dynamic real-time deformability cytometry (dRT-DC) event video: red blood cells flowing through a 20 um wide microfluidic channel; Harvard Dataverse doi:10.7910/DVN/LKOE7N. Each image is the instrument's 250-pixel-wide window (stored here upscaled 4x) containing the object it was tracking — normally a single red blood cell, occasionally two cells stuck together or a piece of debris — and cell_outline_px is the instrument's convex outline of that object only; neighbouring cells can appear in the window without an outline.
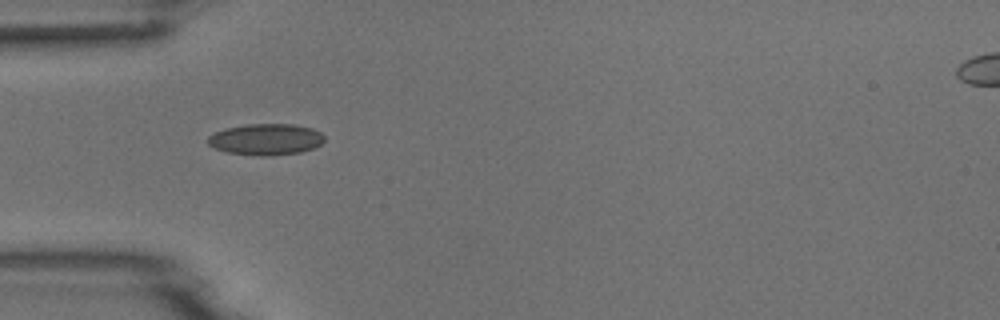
{"species": "common noctule bat (a hibernating species)", "species_latin": "Nyctalus noctula", "temperature_condition": "room temperature", "stored_images_in_passage": 5, "camera_frame_rate_fps": 3000, "um_per_image_px": 0.085, "animal": {"sex": "male", "body_mass_g": 18.8}, "frame": {"image": 1, "passage_image": 4, "time_ms": 3.333, "image_size_px": [1000, 320], "cell_outline_px": [[324, 140], [320, 144], [312, 148], [300, 152], [268, 156], [260, 156], [228, 152], [216, 148], [208, 144], [208, 136], [224, 128], [244, 124], [292, 124], [312, 128], [320, 132], [324, 136]], "centroid_in_image_um": [22.59, 11.83], "position_along_channel_um": 62.4, "area_um2": 21.15}}